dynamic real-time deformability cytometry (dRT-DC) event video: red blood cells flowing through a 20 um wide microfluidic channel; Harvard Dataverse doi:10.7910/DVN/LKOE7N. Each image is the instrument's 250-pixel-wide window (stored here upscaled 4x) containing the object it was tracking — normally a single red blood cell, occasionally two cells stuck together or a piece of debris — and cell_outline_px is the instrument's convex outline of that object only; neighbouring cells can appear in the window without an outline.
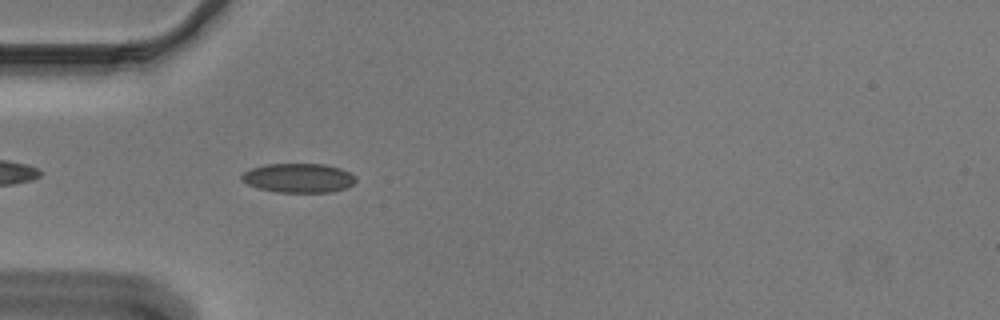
{"species": "Egyptian fruit bat (a non-hibernating species)", "species_latin": "Rousettus aegyptiacus", "temperature_condition": "cold", "stored_images_in_passage": 42, "camera_frame_rate_fps": 3000, "um_per_image_px": 0.085, "animal": {"sex": "male"}, "frame": {"image": 1, "passage_image": 4, "time_ms": 1.0, "image_size_px": [1000, 320], "cell_outline_px": [[356, 180], [348, 188], [332, 192], [280, 192], [260, 188], [248, 184], [240, 176], [244, 172], [252, 168], [264, 164], [324, 164], [340, 168], [356, 176]], "centroid_in_image_um": [25.42, 15.12], "position_along_channel_um": 59.6, "area_um2": 19.31}}
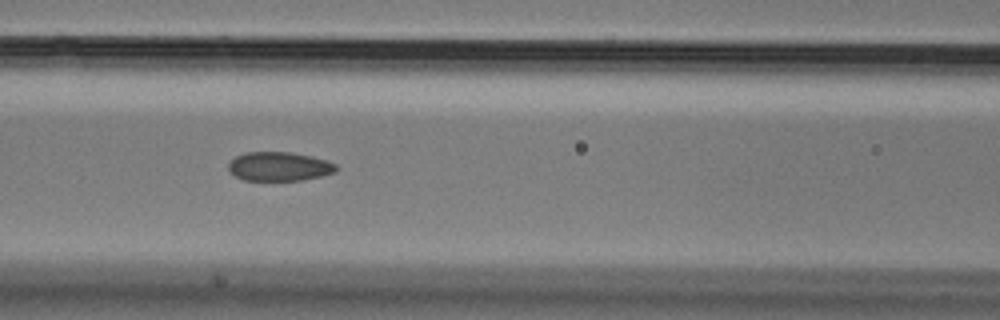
{"frame": {"image": 2, "passage_image": 11, "time_ms": 3.333, "image_size_px": [1000, 320], "cell_outline_px": [[336, 172], [320, 176], [300, 180], [244, 180], [236, 176], [228, 168], [228, 164], [236, 156], [244, 152], [288, 152], [312, 156], [336, 164]], "centroid_in_image_um": [23.72, 14.14], "position_along_channel_um": 142.9, "area_um2": 17.98}}
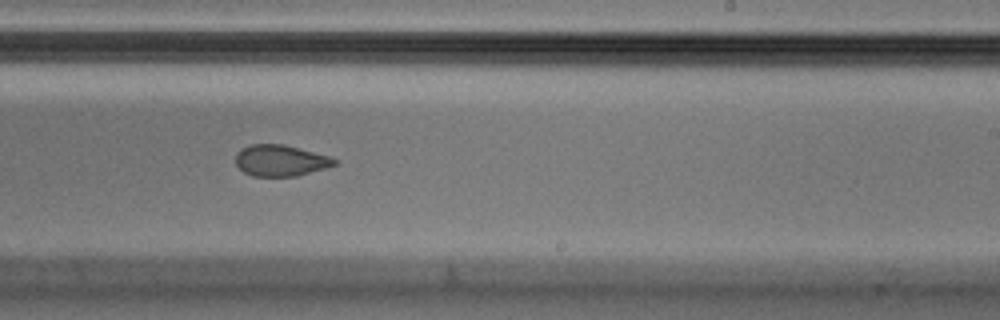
{"frame": {"image": 3, "passage_image": 21, "time_ms": 6.667, "image_size_px": [1000, 320], "cell_outline_px": [[336, 164], [324, 168], [296, 176], [252, 176], [244, 172], [236, 164], [236, 152], [252, 144], [284, 144], [328, 156], [336, 160]], "centroid_in_image_um": [23.81, 13.64], "position_along_channel_um": 265.2, "area_um2": 17.69}, "authors_computed_cell_mechanics": {"area_um2": 19.2763, "velocity_mm_per_s": 3.6785, "shape_relaxation_time_tau1_ms": null, "shape_relaxation_time_tau2_ms": 2.3746, "deformation_change_tau1": null, "deformation_change_tau2": 0.0622}}